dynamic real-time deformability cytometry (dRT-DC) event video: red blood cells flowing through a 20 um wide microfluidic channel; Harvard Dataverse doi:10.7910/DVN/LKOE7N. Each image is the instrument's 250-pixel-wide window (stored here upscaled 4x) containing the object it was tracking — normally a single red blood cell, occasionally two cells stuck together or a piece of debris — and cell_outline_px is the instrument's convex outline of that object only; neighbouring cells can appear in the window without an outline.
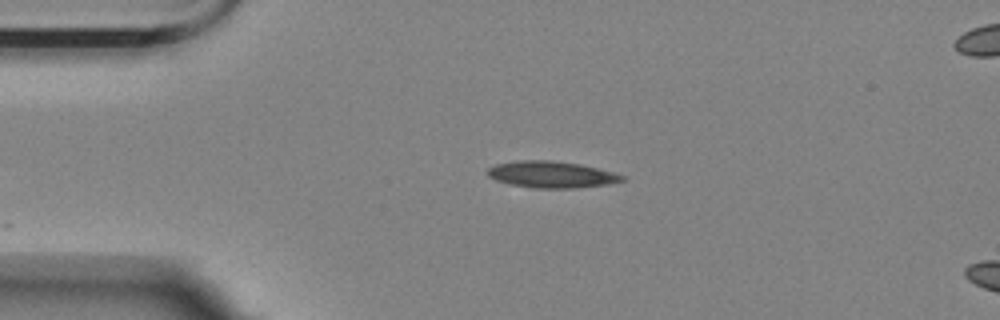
{"species": "Egyptian fruit bat (a non-hibernating species)", "species_latin": "Rousettus aegyptiacus", "temperature_condition": "room temperature", "stored_images_in_passage": 6, "camera_frame_rate_fps": 3000, "um_per_image_px": 0.085, "animal": {"sex": "female"}, "frame": {"image": 1, "passage_image": 1, "time_ms": 0.0, "image_size_px": [1000, 320], "cell_outline_px": [[624, 180], [608, 184], [576, 188], [536, 188], [508, 184], [496, 180], [488, 176], [488, 168], [496, 164], [516, 160], [548, 160], [580, 164], [612, 172], [624, 176]], "centroid_in_image_um": [46.84, 14.83], "position_along_channel_um": 38.2, "area_um2": 20.69}}